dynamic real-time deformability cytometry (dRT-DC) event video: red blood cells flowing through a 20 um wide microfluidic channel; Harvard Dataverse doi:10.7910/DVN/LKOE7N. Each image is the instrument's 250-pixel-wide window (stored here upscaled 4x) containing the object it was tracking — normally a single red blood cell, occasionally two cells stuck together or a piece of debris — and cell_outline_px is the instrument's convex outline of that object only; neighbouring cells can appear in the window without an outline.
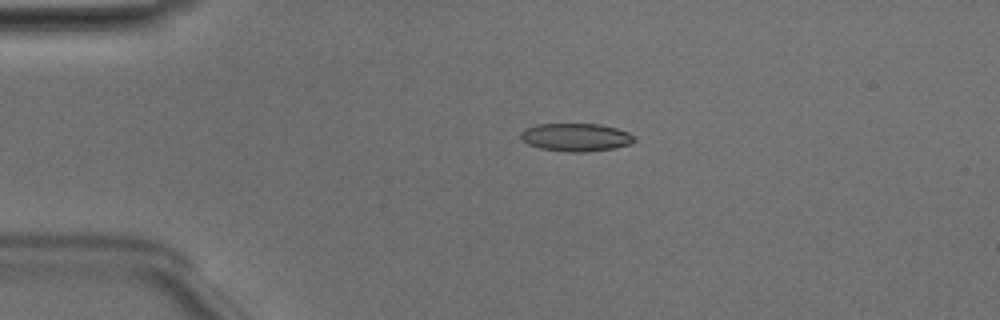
{"species": "Egyptian fruit bat (a non-hibernating species)", "species_latin": "Rousettus aegyptiacus", "temperature_condition": "room temperature", "stored_images_in_passage": 4, "camera_frame_rate_fps": 3000, "um_per_image_px": 0.085, "animal": {"sex": "male"}, "frame": {"image": 1, "passage_image": 2, "time_ms": 0.333, "image_size_px": [1000, 320], "cell_outline_px": [[636, 140], [632, 144], [612, 148], [584, 152], [572, 152], [540, 148], [528, 144], [520, 140], [520, 132], [524, 128], [536, 124], [600, 124], [616, 128], [628, 132], [636, 136]], "centroid_in_image_um": [48.94, 11.66], "position_along_channel_um": 36.1, "area_um2": 18.67}}